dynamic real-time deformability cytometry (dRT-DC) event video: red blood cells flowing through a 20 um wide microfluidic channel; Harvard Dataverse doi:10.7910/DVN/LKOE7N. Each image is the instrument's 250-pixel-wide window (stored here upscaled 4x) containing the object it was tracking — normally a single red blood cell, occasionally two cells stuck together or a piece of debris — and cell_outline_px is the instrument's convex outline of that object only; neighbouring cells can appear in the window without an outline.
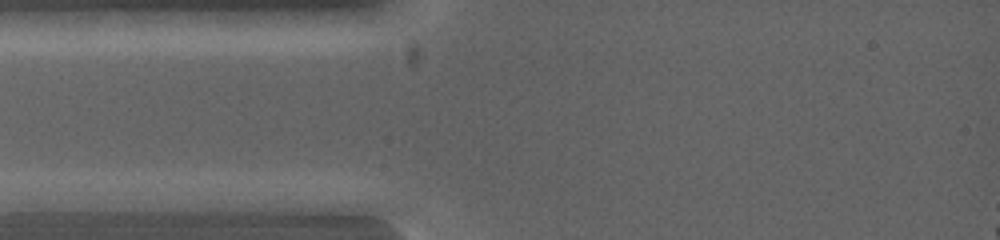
{"species": "common noctule bat (a hibernating species)", "species_latin": "Nyctalus noctula", "temperature_condition": "warm", "stored_images_in_passage": 4, "camera_frame_rate_fps": 5000, "um_per_image_px": 0.085, "animal": {"sex": "female", "body_mass_g": 19.0, "forearm_length_mm": 53.3}, "frame": {"image": 1, "passage_image": 2, "time_ms": 0.2, "image_size_px": [1000, 240], "cell_outline_px": [[176, 200], [88, 212], [16, 212], [12, 200], [20, 192], [164, 192]], "centroid_in_image_um": [7.12, 17.08], "position_along_channel_um": 77.9, "area_um2": 19.13}}